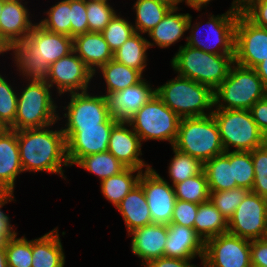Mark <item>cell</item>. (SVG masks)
I'll return each instance as SVG.
<instances>
[{
  "label": "cell",
  "mask_w": 267,
  "mask_h": 267,
  "mask_svg": "<svg viewBox=\"0 0 267 267\" xmlns=\"http://www.w3.org/2000/svg\"><path fill=\"white\" fill-rule=\"evenodd\" d=\"M194 230L205 242L212 237L226 233L228 231V221L214 204L208 200L198 205Z\"/></svg>",
  "instance_id": "obj_30"
},
{
  "label": "cell",
  "mask_w": 267,
  "mask_h": 267,
  "mask_svg": "<svg viewBox=\"0 0 267 267\" xmlns=\"http://www.w3.org/2000/svg\"><path fill=\"white\" fill-rule=\"evenodd\" d=\"M205 242L195 232L194 228L170 223L167 225V241L164 256L179 259L200 258L204 256Z\"/></svg>",
  "instance_id": "obj_21"
},
{
  "label": "cell",
  "mask_w": 267,
  "mask_h": 267,
  "mask_svg": "<svg viewBox=\"0 0 267 267\" xmlns=\"http://www.w3.org/2000/svg\"><path fill=\"white\" fill-rule=\"evenodd\" d=\"M156 94L146 78L137 84L106 96L111 117L127 121Z\"/></svg>",
  "instance_id": "obj_19"
},
{
  "label": "cell",
  "mask_w": 267,
  "mask_h": 267,
  "mask_svg": "<svg viewBox=\"0 0 267 267\" xmlns=\"http://www.w3.org/2000/svg\"><path fill=\"white\" fill-rule=\"evenodd\" d=\"M176 199L196 204L210 200V190L205 172L173 185Z\"/></svg>",
  "instance_id": "obj_35"
},
{
  "label": "cell",
  "mask_w": 267,
  "mask_h": 267,
  "mask_svg": "<svg viewBox=\"0 0 267 267\" xmlns=\"http://www.w3.org/2000/svg\"><path fill=\"white\" fill-rule=\"evenodd\" d=\"M119 14L116 13L110 23L101 32L112 52L116 51L126 40L136 33L132 22Z\"/></svg>",
  "instance_id": "obj_38"
},
{
  "label": "cell",
  "mask_w": 267,
  "mask_h": 267,
  "mask_svg": "<svg viewBox=\"0 0 267 267\" xmlns=\"http://www.w3.org/2000/svg\"><path fill=\"white\" fill-rule=\"evenodd\" d=\"M247 0H233L232 4L241 7Z\"/></svg>",
  "instance_id": "obj_58"
},
{
  "label": "cell",
  "mask_w": 267,
  "mask_h": 267,
  "mask_svg": "<svg viewBox=\"0 0 267 267\" xmlns=\"http://www.w3.org/2000/svg\"><path fill=\"white\" fill-rule=\"evenodd\" d=\"M142 172V170L126 167L122 172L100 182L101 193L116 208L122 199L139 184Z\"/></svg>",
  "instance_id": "obj_31"
},
{
  "label": "cell",
  "mask_w": 267,
  "mask_h": 267,
  "mask_svg": "<svg viewBox=\"0 0 267 267\" xmlns=\"http://www.w3.org/2000/svg\"><path fill=\"white\" fill-rule=\"evenodd\" d=\"M123 217L128 234L138 228L152 224L147 198L140 184H137L116 206Z\"/></svg>",
  "instance_id": "obj_26"
},
{
  "label": "cell",
  "mask_w": 267,
  "mask_h": 267,
  "mask_svg": "<svg viewBox=\"0 0 267 267\" xmlns=\"http://www.w3.org/2000/svg\"><path fill=\"white\" fill-rule=\"evenodd\" d=\"M156 95L180 118L207 116L214 109L210 87L179 75L158 86Z\"/></svg>",
  "instance_id": "obj_5"
},
{
  "label": "cell",
  "mask_w": 267,
  "mask_h": 267,
  "mask_svg": "<svg viewBox=\"0 0 267 267\" xmlns=\"http://www.w3.org/2000/svg\"><path fill=\"white\" fill-rule=\"evenodd\" d=\"M24 0H5L0 13V35L11 45L28 37L36 22H32ZM31 19V20H30Z\"/></svg>",
  "instance_id": "obj_20"
},
{
  "label": "cell",
  "mask_w": 267,
  "mask_h": 267,
  "mask_svg": "<svg viewBox=\"0 0 267 267\" xmlns=\"http://www.w3.org/2000/svg\"><path fill=\"white\" fill-rule=\"evenodd\" d=\"M73 51V38L42 28L38 22L28 37L12 46V58L19 76L44 80L50 65Z\"/></svg>",
  "instance_id": "obj_1"
},
{
  "label": "cell",
  "mask_w": 267,
  "mask_h": 267,
  "mask_svg": "<svg viewBox=\"0 0 267 267\" xmlns=\"http://www.w3.org/2000/svg\"><path fill=\"white\" fill-rule=\"evenodd\" d=\"M73 51L92 72L113 59V52L101 32H86L75 36Z\"/></svg>",
  "instance_id": "obj_25"
},
{
  "label": "cell",
  "mask_w": 267,
  "mask_h": 267,
  "mask_svg": "<svg viewBox=\"0 0 267 267\" xmlns=\"http://www.w3.org/2000/svg\"><path fill=\"white\" fill-rule=\"evenodd\" d=\"M267 59V28L256 26L241 12L235 28L234 62L238 65L255 68Z\"/></svg>",
  "instance_id": "obj_15"
},
{
  "label": "cell",
  "mask_w": 267,
  "mask_h": 267,
  "mask_svg": "<svg viewBox=\"0 0 267 267\" xmlns=\"http://www.w3.org/2000/svg\"><path fill=\"white\" fill-rule=\"evenodd\" d=\"M263 239H264L265 241H267V222H266V230H265V234H264Z\"/></svg>",
  "instance_id": "obj_60"
},
{
  "label": "cell",
  "mask_w": 267,
  "mask_h": 267,
  "mask_svg": "<svg viewBox=\"0 0 267 267\" xmlns=\"http://www.w3.org/2000/svg\"><path fill=\"white\" fill-rule=\"evenodd\" d=\"M173 147L196 158L202 164L225 152L212 114L181 118Z\"/></svg>",
  "instance_id": "obj_7"
},
{
  "label": "cell",
  "mask_w": 267,
  "mask_h": 267,
  "mask_svg": "<svg viewBox=\"0 0 267 267\" xmlns=\"http://www.w3.org/2000/svg\"><path fill=\"white\" fill-rule=\"evenodd\" d=\"M139 184L146 195L152 223L169 225L177 200L173 186L153 167L142 172Z\"/></svg>",
  "instance_id": "obj_17"
},
{
  "label": "cell",
  "mask_w": 267,
  "mask_h": 267,
  "mask_svg": "<svg viewBox=\"0 0 267 267\" xmlns=\"http://www.w3.org/2000/svg\"><path fill=\"white\" fill-rule=\"evenodd\" d=\"M5 0H0V13L2 12Z\"/></svg>",
  "instance_id": "obj_59"
},
{
  "label": "cell",
  "mask_w": 267,
  "mask_h": 267,
  "mask_svg": "<svg viewBox=\"0 0 267 267\" xmlns=\"http://www.w3.org/2000/svg\"><path fill=\"white\" fill-rule=\"evenodd\" d=\"M23 172L17 131L0 128V191L14 192L17 176Z\"/></svg>",
  "instance_id": "obj_23"
},
{
  "label": "cell",
  "mask_w": 267,
  "mask_h": 267,
  "mask_svg": "<svg viewBox=\"0 0 267 267\" xmlns=\"http://www.w3.org/2000/svg\"><path fill=\"white\" fill-rule=\"evenodd\" d=\"M266 95L255 69L234 62L227 77L214 90V109L249 110Z\"/></svg>",
  "instance_id": "obj_6"
},
{
  "label": "cell",
  "mask_w": 267,
  "mask_h": 267,
  "mask_svg": "<svg viewBox=\"0 0 267 267\" xmlns=\"http://www.w3.org/2000/svg\"><path fill=\"white\" fill-rule=\"evenodd\" d=\"M142 142L127 121H118L111 129L108 151L123 165L146 171L152 168L142 156ZM140 156V157H139ZM145 168V169H143Z\"/></svg>",
  "instance_id": "obj_18"
},
{
  "label": "cell",
  "mask_w": 267,
  "mask_h": 267,
  "mask_svg": "<svg viewBox=\"0 0 267 267\" xmlns=\"http://www.w3.org/2000/svg\"><path fill=\"white\" fill-rule=\"evenodd\" d=\"M18 91L0 73V128L9 129L15 122Z\"/></svg>",
  "instance_id": "obj_40"
},
{
  "label": "cell",
  "mask_w": 267,
  "mask_h": 267,
  "mask_svg": "<svg viewBox=\"0 0 267 267\" xmlns=\"http://www.w3.org/2000/svg\"><path fill=\"white\" fill-rule=\"evenodd\" d=\"M198 205L193 202L177 199L175 202L171 223L194 228Z\"/></svg>",
  "instance_id": "obj_47"
},
{
  "label": "cell",
  "mask_w": 267,
  "mask_h": 267,
  "mask_svg": "<svg viewBox=\"0 0 267 267\" xmlns=\"http://www.w3.org/2000/svg\"><path fill=\"white\" fill-rule=\"evenodd\" d=\"M193 259H179L162 256L144 264L142 267H199L191 264Z\"/></svg>",
  "instance_id": "obj_51"
},
{
  "label": "cell",
  "mask_w": 267,
  "mask_h": 267,
  "mask_svg": "<svg viewBox=\"0 0 267 267\" xmlns=\"http://www.w3.org/2000/svg\"><path fill=\"white\" fill-rule=\"evenodd\" d=\"M168 5L171 8H177L178 5L181 3V0H156Z\"/></svg>",
  "instance_id": "obj_57"
},
{
  "label": "cell",
  "mask_w": 267,
  "mask_h": 267,
  "mask_svg": "<svg viewBox=\"0 0 267 267\" xmlns=\"http://www.w3.org/2000/svg\"><path fill=\"white\" fill-rule=\"evenodd\" d=\"M94 72L76 55L74 51L50 65L44 79L50 87H55L57 95L86 92Z\"/></svg>",
  "instance_id": "obj_13"
},
{
  "label": "cell",
  "mask_w": 267,
  "mask_h": 267,
  "mask_svg": "<svg viewBox=\"0 0 267 267\" xmlns=\"http://www.w3.org/2000/svg\"><path fill=\"white\" fill-rule=\"evenodd\" d=\"M233 181L238 187L251 191L254 184V166L251 152L233 151Z\"/></svg>",
  "instance_id": "obj_43"
},
{
  "label": "cell",
  "mask_w": 267,
  "mask_h": 267,
  "mask_svg": "<svg viewBox=\"0 0 267 267\" xmlns=\"http://www.w3.org/2000/svg\"><path fill=\"white\" fill-rule=\"evenodd\" d=\"M210 191H224L237 188L233 181V151L209 159L203 164Z\"/></svg>",
  "instance_id": "obj_29"
},
{
  "label": "cell",
  "mask_w": 267,
  "mask_h": 267,
  "mask_svg": "<svg viewBox=\"0 0 267 267\" xmlns=\"http://www.w3.org/2000/svg\"><path fill=\"white\" fill-rule=\"evenodd\" d=\"M180 117L156 94L144 104L127 122L139 136L142 144L148 140L168 141L174 145Z\"/></svg>",
  "instance_id": "obj_10"
},
{
  "label": "cell",
  "mask_w": 267,
  "mask_h": 267,
  "mask_svg": "<svg viewBox=\"0 0 267 267\" xmlns=\"http://www.w3.org/2000/svg\"><path fill=\"white\" fill-rule=\"evenodd\" d=\"M12 50V46L0 35V55Z\"/></svg>",
  "instance_id": "obj_55"
},
{
  "label": "cell",
  "mask_w": 267,
  "mask_h": 267,
  "mask_svg": "<svg viewBox=\"0 0 267 267\" xmlns=\"http://www.w3.org/2000/svg\"><path fill=\"white\" fill-rule=\"evenodd\" d=\"M212 0H181V3L185 2L188 7L194 10L201 11L203 8H207V4H210Z\"/></svg>",
  "instance_id": "obj_53"
},
{
  "label": "cell",
  "mask_w": 267,
  "mask_h": 267,
  "mask_svg": "<svg viewBox=\"0 0 267 267\" xmlns=\"http://www.w3.org/2000/svg\"><path fill=\"white\" fill-rule=\"evenodd\" d=\"M136 13L133 23L136 33L147 34L171 9L168 5L156 0H136L132 7Z\"/></svg>",
  "instance_id": "obj_33"
},
{
  "label": "cell",
  "mask_w": 267,
  "mask_h": 267,
  "mask_svg": "<svg viewBox=\"0 0 267 267\" xmlns=\"http://www.w3.org/2000/svg\"><path fill=\"white\" fill-rule=\"evenodd\" d=\"M15 200L14 192L12 191H0V232H17L11 225V220L9 215L2 211V207L5 206L8 202Z\"/></svg>",
  "instance_id": "obj_50"
},
{
  "label": "cell",
  "mask_w": 267,
  "mask_h": 267,
  "mask_svg": "<svg viewBox=\"0 0 267 267\" xmlns=\"http://www.w3.org/2000/svg\"><path fill=\"white\" fill-rule=\"evenodd\" d=\"M16 235L18 232H0V248H5L8 240Z\"/></svg>",
  "instance_id": "obj_54"
},
{
  "label": "cell",
  "mask_w": 267,
  "mask_h": 267,
  "mask_svg": "<svg viewBox=\"0 0 267 267\" xmlns=\"http://www.w3.org/2000/svg\"><path fill=\"white\" fill-rule=\"evenodd\" d=\"M235 54H211L203 50L180 45L171 59L177 75L210 87L213 91L227 77Z\"/></svg>",
  "instance_id": "obj_3"
},
{
  "label": "cell",
  "mask_w": 267,
  "mask_h": 267,
  "mask_svg": "<svg viewBox=\"0 0 267 267\" xmlns=\"http://www.w3.org/2000/svg\"><path fill=\"white\" fill-rule=\"evenodd\" d=\"M28 81V82H27ZM17 95V110L11 130L42 128L59 123L62 117L52 97V89L45 80L28 79ZM51 89V90H50Z\"/></svg>",
  "instance_id": "obj_4"
},
{
  "label": "cell",
  "mask_w": 267,
  "mask_h": 267,
  "mask_svg": "<svg viewBox=\"0 0 267 267\" xmlns=\"http://www.w3.org/2000/svg\"><path fill=\"white\" fill-rule=\"evenodd\" d=\"M131 239V251L141 259L143 266L149 261L164 256L167 241V225L152 223L128 234Z\"/></svg>",
  "instance_id": "obj_22"
},
{
  "label": "cell",
  "mask_w": 267,
  "mask_h": 267,
  "mask_svg": "<svg viewBox=\"0 0 267 267\" xmlns=\"http://www.w3.org/2000/svg\"><path fill=\"white\" fill-rule=\"evenodd\" d=\"M74 165L96 175L99 177L100 182L122 172L126 168L109 151L84 156Z\"/></svg>",
  "instance_id": "obj_34"
},
{
  "label": "cell",
  "mask_w": 267,
  "mask_h": 267,
  "mask_svg": "<svg viewBox=\"0 0 267 267\" xmlns=\"http://www.w3.org/2000/svg\"><path fill=\"white\" fill-rule=\"evenodd\" d=\"M8 267L32 266V240L17 235L8 240L5 247Z\"/></svg>",
  "instance_id": "obj_42"
},
{
  "label": "cell",
  "mask_w": 267,
  "mask_h": 267,
  "mask_svg": "<svg viewBox=\"0 0 267 267\" xmlns=\"http://www.w3.org/2000/svg\"><path fill=\"white\" fill-rule=\"evenodd\" d=\"M108 1L86 0L89 32H102L117 11Z\"/></svg>",
  "instance_id": "obj_41"
},
{
  "label": "cell",
  "mask_w": 267,
  "mask_h": 267,
  "mask_svg": "<svg viewBox=\"0 0 267 267\" xmlns=\"http://www.w3.org/2000/svg\"><path fill=\"white\" fill-rule=\"evenodd\" d=\"M254 69L262 80L263 86L267 91V59L259 63Z\"/></svg>",
  "instance_id": "obj_52"
},
{
  "label": "cell",
  "mask_w": 267,
  "mask_h": 267,
  "mask_svg": "<svg viewBox=\"0 0 267 267\" xmlns=\"http://www.w3.org/2000/svg\"><path fill=\"white\" fill-rule=\"evenodd\" d=\"M240 12V7L231 3L229 10L221 15H212L211 13L206 15L209 17L206 22L207 36H205L207 37V41L205 42L204 39L200 40L199 34L202 21H195L192 24V15H190L188 23L190 35L186 37V45L211 54H235V28Z\"/></svg>",
  "instance_id": "obj_8"
},
{
  "label": "cell",
  "mask_w": 267,
  "mask_h": 267,
  "mask_svg": "<svg viewBox=\"0 0 267 267\" xmlns=\"http://www.w3.org/2000/svg\"><path fill=\"white\" fill-rule=\"evenodd\" d=\"M212 115L225 151L251 152L267 142L249 110L213 109Z\"/></svg>",
  "instance_id": "obj_9"
},
{
  "label": "cell",
  "mask_w": 267,
  "mask_h": 267,
  "mask_svg": "<svg viewBox=\"0 0 267 267\" xmlns=\"http://www.w3.org/2000/svg\"><path fill=\"white\" fill-rule=\"evenodd\" d=\"M96 73H100L105 81L106 91L103 93L104 96L121 91L126 87L133 86L144 78L140 71L121 64L114 59L101 65L94 72V77H96Z\"/></svg>",
  "instance_id": "obj_28"
},
{
  "label": "cell",
  "mask_w": 267,
  "mask_h": 267,
  "mask_svg": "<svg viewBox=\"0 0 267 267\" xmlns=\"http://www.w3.org/2000/svg\"><path fill=\"white\" fill-rule=\"evenodd\" d=\"M250 192L249 189L237 187L224 191H210V201L220 211L222 216L229 221L236 208Z\"/></svg>",
  "instance_id": "obj_39"
},
{
  "label": "cell",
  "mask_w": 267,
  "mask_h": 267,
  "mask_svg": "<svg viewBox=\"0 0 267 267\" xmlns=\"http://www.w3.org/2000/svg\"><path fill=\"white\" fill-rule=\"evenodd\" d=\"M90 92L69 93L70 102L63 107L64 127H90L107 122L110 111L106 96Z\"/></svg>",
  "instance_id": "obj_16"
},
{
  "label": "cell",
  "mask_w": 267,
  "mask_h": 267,
  "mask_svg": "<svg viewBox=\"0 0 267 267\" xmlns=\"http://www.w3.org/2000/svg\"><path fill=\"white\" fill-rule=\"evenodd\" d=\"M179 9L181 8H171L164 18L147 33L153 41L148 40L149 49L156 45L158 48H169L182 39L185 32L188 31L190 14L177 13Z\"/></svg>",
  "instance_id": "obj_24"
},
{
  "label": "cell",
  "mask_w": 267,
  "mask_h": 267,
  "mask_svg": "<svg viewBox=\"0 0 267 267\" xmlns=\"http://www.w3.org/2000/svg\"><path fill=\"white\" fill-rule=\"evenodd\" d=\"M148 49V39L141 33H135L113 52V59L143 74L147 67Z\"/></svg>",
  "instance_id": "obj_32"
},
{
  "label": "cell",
  "mask_w": 267,
  "mask_h": 267,
  "mask_svg": "<svg viewBox=\"0 0 267 267\" xmlns=\"http://www.w3.org/2000/svg\"><path fill=\"white\" fill-rule=\"evenodd\" d=\"M0 267H8L5 248H0Z\"/></svg>",
  "instance_id": "obj_56"
},
{
  "label": "cell",
  "mask_w": 267,
  "mask_h": 267,
  "mask_svg": "<svg viewBox=\"0 0 267 267\" xmlns=\"http://www.w3.org/2000/svg\"><path fill=\"white\" fill-rule=\"evenodd\" d=\"M117 122L111 117L98 126L61 127L66 138L69 165L74 166L84 156L107 152L111 129Z\"/></svg>",
  "instance_id": "obj_11"
},
{
  "label": "cell",
  "mask_w": 267,
  "mask_h": 267,
  "mask_svg": "<svg viewBox=\"0 0 267 267\" xmlns=\"http://www.w3.org/2000/svg\"><path fill=\"white\" fill-rule=\"evenodd\" d=\"M58 227L45 235L32 239L31 267H64L65 253Z\"/></svg>",
  "instance_id": "obj_27"
},
{
  "label": "cell",
  "mask_w": 267,
  "mask_h": 267,
  "mask_svg": "<svg viewBox=\"0 0 267 267\" xmlns=\"http://www.w3.org/2000/svg\"><path fill=\"white\" fill-rule=\"evenodd\" d=\"M172 150L174 156L168 166V176L172 181V186L199 174L203 170V164L196 158L178 151L173 146Z\"/></svg>",
  "instance_id": "obj_37"
},
{
  "label": "cell",
  "mask_w": 267,
  "mask_h": 267,
  "mask_svg": "<svg viewBox=\"0 0 267 267\" xmlns=\"http://www.w3.org/2000/svg\"><path fill=\"white\" fill-rule=\"evenodd\" d=\"M251 157L254 166V184L251 191L267 198V142L252 150Z\"/></svg>",
  "instance_id": "obj_44"
},
{
  "label": "cell",
  "mask_w": 267,
  "mask_h": 267,
  "mask_svg": "<svg viewBox=\"0 0 267 267\" xmlns=\"http://www.w3.org/2000/svg\"><path fill=\"white\" fill-rule=\"evenodd\" d=\"M202 267H252L250 241L229 232L205 241Z\"/></svg>",
  "instance_id": "obj_12"
},
{
  "label": "cell",
  "mask_w": 267,
  "mask_h": 267,
  "mask_svg": "<svg viewBox=\"0 0 267 267\" xmlns=\"http://www.w3.org/2000/svg\"><path fill=\"white\" fill-rule=\"evenodd\" d=\"M240 10L250 22L267 28V0H247Z\"/></svg>",
  "instance_id": "obj_46"
},
{
  "label": "cell",
  "mask_w": 267,
  "mask_h": 267,
  "mask_svg": "<svg viewBox=\"0 0 267 267\" xmlns=\"http://www.w3.org/2000/svg\"><path fill=\"white\" fill-rule=\"evenodd\" d=\"M71 37L89 32L86 12V0H70Z\"/></svg>",
  "instance_id": "obj_45"
},
{
  "label": "cell",
  "mask_w": 267,
  "mask_h": 267,
  "mask_svg": "<svg viewBox=\"0 0 267 267\" xmlns=\"http://www.w3.org/2000/svg\"><path fill=\"white\" fill-rule=\"evenodd\" d=\"M267 222V198L250 191L228 221L229 233L249 241L263 239Z\"/></svg>",
  "instance_id": "obj_14"
},
{
  "label": "cell",
  "mask_w": 267,
  "mask_h": 267,
  "mask_svg": "<svg viewBox=\"0 0 267 267\" xmlns=\"http://www.w3.org/2000/svg\"><path fill=\"white\" fill-rule=\"evenodd\" d=\"M44 13L46 17L38 23L42 28L71 37L70 0L58 1Z\"/></svg>",
  "instance_id": "obj_36"
},
{
  "label": "cell",
  "mask_w": 267,
  "mask_h": 267,
  "mask_svg": "<svg viewBox=\"0 0 267 267\" xmlns=\"http://www.w3.org/2000/svg\"><path fill=\"white\" fill-rule=\"evenodd\" d=\"M251 266L267 267V241L256 239L250 241Z\"/></svg>",
  "instance_id": "obj_48"
},
{
  "label": "cell",
  "mask_w": 267,
  "mask_h": 267,
  "mask_svg": "<svg viewBox=\"0 0 267 267\" xmlns=\"http://www.w3.org/2000/svg\"><path fill=\"white\" fill-rule=\"evenodd\" d=\"M53 125L17 130L20 162L24 172L45 171L66 179L63 166L70 167L66 138L62 128L53 130Z\"/></svg>",
  "instance_id": "obj_2"
},
{
  "label": "cell",
  "mask_w": 267,
  "mask_h": 267,
  "mask_svg": "<svg viewBox=\"0 0 267 267\" xmlns=\"http://www.w3.org/2000/svg\"><path fill=\"white\" fill-rule=\"evenodd\" d=\"M252 118L267 139V95L249 109Z\"/></svg>",
  "instance_id": "obj_49"
}]
</instances>
